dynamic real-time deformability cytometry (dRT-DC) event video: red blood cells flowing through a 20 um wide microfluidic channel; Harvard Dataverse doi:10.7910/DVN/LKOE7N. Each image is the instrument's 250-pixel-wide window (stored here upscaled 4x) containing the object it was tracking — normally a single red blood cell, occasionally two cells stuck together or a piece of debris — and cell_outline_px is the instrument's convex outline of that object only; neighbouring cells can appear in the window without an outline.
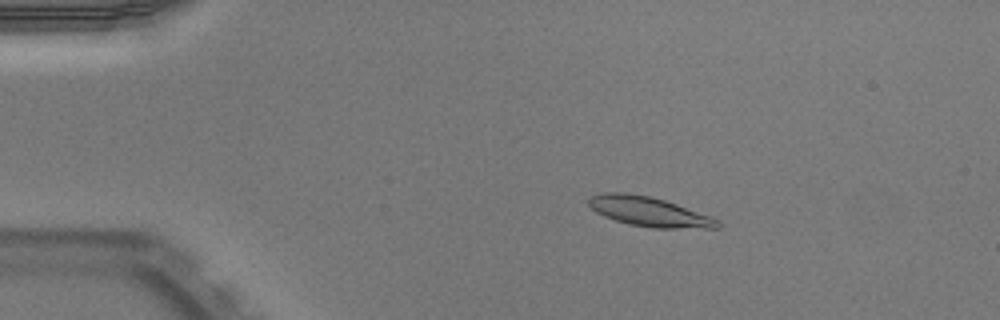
{"species": "Egyptian fruit bat (a non-hibernating species)", "species_latin": "Rousettus aegyptiacus", "temperature_condition": "warm", "stored_images_in_passage": 43, "camera_frame_rate_fps": 3000, "um_per_image_px": 0.085, "animal": {"sex": "male"}, "frame": {"image": 1, "passage_image": 1, "time_ms": 0.0, "image_size_px": [1000, 320], "cell_outline_px": [[720, 228], [652, 228], [628, 224], [604, 216], [596, 212], [588, 204], [588, 200], [592, 196], [604, 192], [624, 192], [648, 196], [664, 200], [676, 204], [720, 220]], "centroid_in_image_um": [55.16, 18.0], "position_along_channel_um": 29.8, "area_um2": 22.02}}
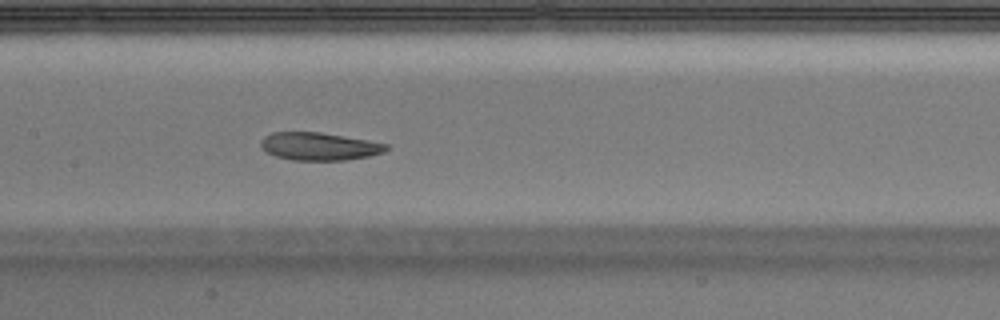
{"frame": {"image": 2, "passage_image": 17, "time_ms": 5.333, "image_size_px": [1000, 320], "cell_outline_px": [[388, 148], [384, 152], [368, 156], [344, 160], [292, 160], [276, 156], [268, 152], [260, 144], [260, 140], [264, 136], [272, 132], [320, 132], [368, 140], [388, 144]], "centroid_in_image_um": [27.13, 12.43], "position_along_channel_um": 180.3, "area_um2": 20.17}}
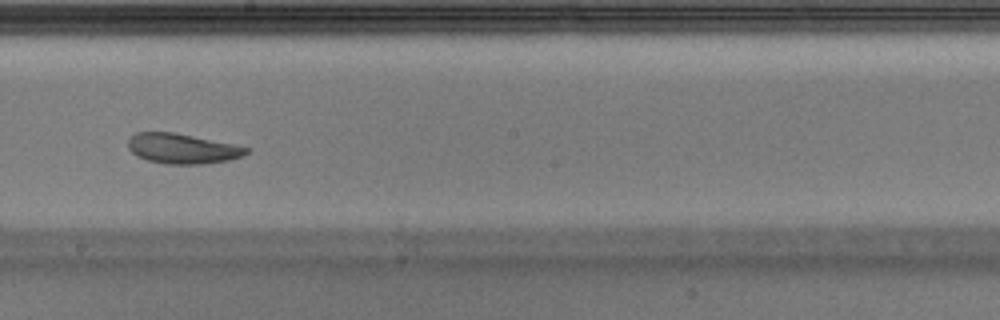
{"frame": {"image": 3, "passage_image": 21, "time_ms": 6.667, "image_size_px": [1000, 320], "cell_outline_px": [[252, 148], [248, 152], [240, 156], [228, 160], [204, 164], [164, 164], [148, 160], [136, 156], [128, 148], [128, 140], [136, 132], [172, 132], [236, 144]], "centroid_in_image_um": [15.5, 12.63], "position_along_channel_um": 232.7, "area_um2": 20.75}, "authors_computed_cell_mechanics": {"area_um2": 22.253, "velocity_mm_per_s": 3.9471, "shape_relaxation_time_tau1_ms": null, "shape_relaxation_time_tau2_ms": 3.3404, "deformation_change_tau1": null, "deformation_change_tau2": 0.0839}}